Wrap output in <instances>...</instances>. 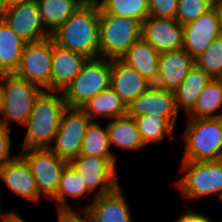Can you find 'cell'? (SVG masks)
Masks as SVG:
<instances>
[{"label": "cell", "instance_id": "6da1fadb", "mask_svg": "<svg viewBox=\"0 0 222 222\" xmlns=\"http://www.w3.org/2000/svg\"><path fill=\"white\" fill-rule=\"evenodd\" d=\"M51 37L56 45L87 59L100 57V8L82 3Z\"/></svg>", "mask_w": 222, "mask_h": 222}, {"label": "cell", "instance_id": "7a4b0ae2", "mask_svg": "<svg viewBox=\"0 0 222 222\" xmlns=\"http://www.w3.org/2000/svg\"><path fill=\"white\" fill-rule=\"evenodd\" d=\"M66 108L62 92L43 90L24 125L27 132L21 149L50 148Z\"/></svg>", "mask_w": 222, "mask_h": 222}, {"label": "cell", "instance_id": "3957f363", "mask_svg": "<svg viewBox=\"0 0 222 222\" xmlns=\"http://www.w3.org/2000/svg\"><path fill=\"white\" fill-rule=\"evenodd\" d=\"M182 137L183 161L222 159V117L189 118Z\"/></svg>", "mask_w": 222, "mask_h": 222}, {"label": "cell", "instance_id": "277c9868", "mask_svg": "<svg viewBox=\"0 0 222 222\" xmlns=\"http://www.w3.org/2000/svg\"><path fill=\"white\" fill-rule=\"evenodd\" d=\"M112 59H87L80 73L62 92L67 107L81 108L98 93L111 87Z\"/></svg>", "mask_w": 222, "mask_h": 222}, {"label": "cell", "instance_id": "5b68a950", "mask_svg": "<svg viewBox=\"0 0 222 222\" xmlns=\"http://www.w3.org/2000/svg\"><path fill=\"white\" fill-rule=\"evenodd\" d=\"M183 177L175 182L183 198L216 196L222 202V159L210 161H183Z\"/></svg>", "mask_w": 222, "mask_h": 222}, {"label": "cell", "instance_id": "8992f818", "mask_svg": "<svg viewBox=\"0 0 222 222\" xmlns=\"http://www.w3.org/2000/svg\"><path fill=\"white\" fill-rule=\"evenodd\" d=\"M142 38V23L128 17L100 14V57L121 59Z\"/></svg>", "mask_w": 222, "mask_h": 222}, {"label": "cell", "instance_id": "52a82bcc", "mask_svg": "<svg viewBox=\"0 0 222 222\" xmlns=\"http://www.w3.org/2000/svg\"><path fill=\"white\" fill-rule=\"evenodd\" d=\"M43 89L35 83L16 76L4 74V104L0 122L10 128V121L24 126L36 98Z\"/></svg>", "mask_w": 222, "mask_h": 222}, {"label": "cell", "instance_id": "ba28073f", "mask_svg": "<svg viewBox=\"0 0 222 222\" xmlns=\"http://www.w3.org/2000/svg\"><path fill=\"white\" fill-rule=\"evenodd\" d=\"M91 121L92 119L81 108L67 107L50 149L68 163L78 158Z\"/></svg>", "mask_w": 222, "mask_h": 222}, {"label": "cell", "instance_id": "9c48e42d", "mask_svg": "<svg viewBox=\"0 0 222 222\" xmlns=\"http://www.w3.org/2000/svg\"><path fill=\"white\" fill-rule=\"evenodd\" d=\"M116 160L115 157L79 156L69 162L80 176L83 185L93 194L92 201L96 196L110 193L119 186ZM97 187L99 191L95 194Z\"/></svg>", "mask_w": 222, "mask_h": 222}, {"label": "cell", "instance_id": "30bf717a", "mask_svg": "<svg viewBox=\"0 0 222 222\" xmlns=\"http://www.w3.org/2000/svg\"><path fill=\"white\" fill-rule=\"evenodd\" d=\"M53 38L26 43L14 74L51 91Z\"/></svg>", "mask_w": 222, "mask_h": 222}, {"label": "cell", "instance_id": "8fae6325", "mask_svg": "<svg viewBox=\"0 0 222 222\" xmlns=\"http://www.w3.org/2000/svg\"><path fill=\"white\" fill-rule=\"evenodd\" d=\"M19 153L28 163L37 184L39 194L51 198L56 194L61 174L68 164L50 148H33Z\"/></svg>", "mask_w": 222, "mask_h": 222}, {"label": "cell", "instance_id": "7c38bea8", "mask_svg": "<svg viewBox=\"0 0 222 222\" xmlns=\"http://www.w3.org/2000/svg\"><path fill=\"white\" fill-rule=\"evenodd\" d=\"M2 19L26 43L51 37L42 22L36 1L7 5Z\"/></svg>", "mask_w": 222, "mask_h": 222}, {"label": "cell", "instance_id": "4fadbf2b", "mask_svg": "<svg viewBox=\"0 0 222 222\" xmlns=\"http://www.w3.org/2000/svg\"><path fill=\"white\" fill-rule=\"evenodd\" d=\"M149 114L165 118L175 127L179 111L174 91L152 85L127 106V115L132 118Z\"/></svg>", "mask_w": 222, "mask_h": 222}, {"label": "cell", "instance_id": "5bb4252c", "mask_svg": "<svg viewBox=\"0 0 222 222\" xmlns=\"http://www.w3.org/2000/svg\"><path fill=\"white\" fill-rule=\"evenodd\" d=\"M183 49L195 60L222 35V26L214 7L198 19L183 25Z\"/></svg>", "mask_w": 222, "mask_h": 222}, {"label": "cell", "instance_id": "9a60e30c", "mask_svg": "<svg viewBox=\"0 0 222 222\" xmlns=\"http://www.w3.org/2000/svg\"><path fill=\"white\" fill-rule=\"evenodd\" d=\"M142 38L160 53L183 49V25L176 19L148 16L142 23Z\"/></svg>", "mask_w": 222, "mask_h": 222}, {"label": "cell", "instance_id": "2e32d148", "mask_svg": "<svg viewBox=\"0 0 222 222\" xmlns=\"http://www.w3.org/2000/svg\"><path fill=\"white\" fill-rule=\"evenodd\" d=\"M129 209L120 185L110 193L96 196L82 208L91 222H133Z\"/></svg>", "mask_w": 222, "mask_h": 222}, {"label": "cell", "instance_id": "e0dca14e", "mask_svg": "<svg viewBox=\"0 0 222 222\" xmlns=\"http://www.w3.org/2000/svg\"><path fill=\"white\" fill-rule=\"evenodd\" d=\"M0 179L19 197L39 202L41 195L36 181L28 163L20 154L0 167Z\"/></svg>", "mask_w": 222, "mask_h": 222}, {"label": "cell", "instance_id": "ac0fdd59", "mask_svg": "<svg viewBox=\"0 0 222 222\" xmlns=\"http://www.w3.org/2000/svg\"><path fill=\"white\" fill-rule=\"evenodd\" d=\"M194 64L195 60L184 49L160 53L158 76L154 86L175 91Z\"/></svg>", "mask_w": 222, "mask_h": 222}, {"label": "cell", "instance_id": "d6986e66", "mask_svg": "<svg viewBox=\"0 0 222 222\" xmlns=\"http://www.w3.org/2000/svg\"><path fill=\"white\" fill-rule=\"evenodd\" d=\"M86 61L85 56L62 48L53 40L51 91L63 92L80 73Z\"/></svg>", "mask_w": 222, "mask_h": 222}, {"label": "cell", "instance_id": "ffe728a7", "mask_svg": "<svg viewBox=\"0 0 222 222\" xmlns=\"http://www.w3.org/2000/svg\"><path fill=\"white\" fill-rule=\"evenodd\" d=\"M150 86L152 84L137 70L121 59H112L111 88L127 106Z\"/></svg>", "mask_w": 222, "mask_h": 222}, {"label": "cell", "instance_id": "44dd1931", "mask_svg": "<svg viewBox=\"0 0 222 222\" xmlns=\"http://www.w3.org/2000/svg\"><path fill=\"white\" fill-rule=\"evenodd\" d=\"M159 58L160 52L140 38L127 50L121 60L154 85L158 76Z\"/></svg>", "mask_w": 222, "mask_h": 222}, {"label": "cell", "instance_id": "7402d4cb", "mask_svg": "<svg viewBox=\"0 0 222 222\" xmlns=\"http://www.w3.org/2000/svg\"><path fill=\"white\" fill-rule=\"evenodd\" d=\"M81 109L92 121L96 118L112 120L127 115V105L111 87L95 95Z\"/></svg>", "mask_w": 222, "mask_h": 222}, {"label": "cell", "instance_id": "603a6c76", "mask_svg": "<svg viewBox=\"0 0 222 222\" xmlns=\"http://www.w3.org/2000/svg\"><path fill=\"white\" fill-rule=\"evenodd\" d=\"M211 80V77L194 64L186 78L174 91L178 111L183 107L185 114H187L194 107L200 93Z\"/></svg>", "mask_w": 222, "mask_h": 222}, {"label": "cell", "instance_id": "cb8c5ba5", "mask_svg": "<svg viewBox=\"0 0 222 222\" xmlns=\"http://www.w3.org/2000/svg\"><path fill=\"white\" fill-rule=\"evenodd\" d=\"M25 44L26 42L0 19V73L11 74L16 71Z\"/></svg>", "mask_w": 222, "mask_h": 222}, {"label": "cell", "instance_id": "d4e9b609", "mask_svg": "<svg viewBox=\"0 0 222 222\" xmlns=\"http://www.w3.org/2000/svg\"><path fill=\"white\" fill-rule=\"evenodd\" d=\"M46 30L54 33L83 3L82 0H36Z\"/></svg>", "mask_w": 222, "mask_h": 222}, {"label": "cell", "instance_id": "484cf974", "mask_svg": "<svg viewBox=\"0 0 222 222\" xmlns=\"http://www.w3.org/2000/svg\"><path fill=\"white\" fill-rule=\"evenodd\" d=\"M107 128L112 144L123 149H138L144 147L134 118L126 115L108 122Z\"/></svg>", "mask_w": 222, "mask_h": 222}, {"label": "cell", "instance_id": "4316f807", "mask_svg": "<svg viewBox=\"0 0 222 222\" xmlns=\"http://www.w3.org/2000/svg\"><path fill=\"white\" fill-rule=\"evenodd\" d=\"M222 106V79H212L200 93L194 107L186 114L189 118H218L214 113Z\"/></svg>", "mask_w": 222, "mask_h": 222}, {"label": "cell", "instance_id": "83f0119b", "mask_svg": "<svg viewBox=\"0 0 222 222\" xmlns=\"http://www.w3.org/2000/svg\"><path fill=\"white\" fill-rule=\"evenodd\" d=\"M84 194H91L86 185L76 173L73 167L68 163L62 174L58 185L56 194L51 198L56 201L57 210H73L72 207L67 205V197H80Z\"/></svg>", "mask_w": 222, "mask_h": 222}, {"label": "cell", "instance_id": "f1b7e54d", "mask_svg": "<svg viewBox=\"0 0 222 222\" xmlns=\"http://www.w3.org/2000/svg\"><path fill=\"white\" fill-rule=\"evenodd\" d=\"M80 156L116 157L110 150V137L107 125L102 127L97 121L88 125Z\"/></svg>", "mask_w": 222, "mask_h": 222}, {"label": "cell", "instance_id": "f546056e", "mask_svg": "<svg viewBox=\"0 0 222 222\" xmlns=\"http://www.w3.org/2000/svg\"><path fill=\"white\" fill-rule=\"evenodd\" d=\"M134 120L144 145L150 142L158 143L166 136L174 139L173 131L175 127L165 118L149 114L134 118Z\"/></svg>", "mask_w": 222, "mask_h": 222}, {"label": "cell", "instance_id": "4dcf8cb0", "mask_svg": "<svg viewBox=\"0 0 222 222\" xmlns=\"http://www.w3.org/2000/svg\"><path fill=\"white\" fill-rule=\"evenodd\" d=\"M100 14L128 17L143 23L149 16V0H109L100 8Z\"/></svg>", "mask_w": 222, "mask_h": 222}, {"label": "cell", "instance_id": "1f68e13d", "mask_svg": "<svg viewBox=\"0 0 222 222\" xmlns=\"http://www.w3.org/2000/svg\"><path fill=\"white\" fill-rule=\"evenodd\" d=\"M195 64L212 79H222V35L195 59Z\"/></svg>", "mask_w": 222, "mask_h": 222}, {"label": "cell", "instance_id": "d6a6232c", "mask_svg": "<svg viewBox=\"0 0 222 222\" xmlns=\"http://www.w3.org/2000/svg\"><path fill=\"white\" fill-rule=\"evenodd\" d=\"M213 7V0H179L175 19L182 25L198 19Z\"/></svg>", "mask_w": 222, "mask_h": 222}, {"label": "cell", "instance_id": "836d02e7", "mask_svg": "<svg viewBox=\"0 0 222 222\" xmlns=\"http://www.w3.org/2000/svg\"><path fill=\"white\" fill-rule=\"evenodd\" d=\"M179 0H149V16L175 19Z\"/></svg>", "mask_w": 222, "mask_h": 222}, {"label": "cell", "instance_id": "e575fe53", "mask_svg": "<svg viewBox=\"0 0 222 222\" xmlns=\"http://www.w3.org/2000/svg\"><path fill=\"white\" fill-rule=\"evenodd\" d=\"M11 128L4 126L0 122V167L14 159L17 155L11 154Z\"/></svg>", "mask_w": 222, "mask_h": 222}, {"label": "cell", "instance_id": "d590c367", "mask_svg": "<svg viewBox=\"0 0 222 222\" xmlns=\"http://www.w3.org/2000/svg\"><path fill=\"white\" fill-rule=\"evenodd\" d=\"M81 212V214H80ZM59 222H91L84 210H57Z\"/></svg>", "mask_w": 222, "mask_h": 222}, {"label": "cell", "instance_id": "8d00e7d4", "mask_svg": "<svg viewBox=\"0 0 222 222\" xmlns=\"http://www.w3.org/2000/svg\"><path fill=\"white\" fill-rule=\"evenodd\" d=\"M176 222H212V219L202 213L193 212L189 208L186 212L180 214Z\"/></svg>", "mask_w": 222, "mask_h": 222}, {"label": "cell", "instance_id": "74e56055", "mask_svg": "<svg viewBox=\"0 0 222 222\" xmlns=\"http://www.w3.org/2000/svg\"><path fill=\"white\" fill-rule=\"evenodd\" d=\"M4 104V74L0 73V116Z\"/></svg>", "mask_w": 222, "mask_h": 222}, {"label": "cell", "instance_id": "f35d334b", "mask_svg": "<svg viewBox=\"0 0 222 222\" xmlns=\"http://www.w3.org/2000/svg\"><path fill=\"white\" fill-rule=\"evenodd\" d=\"M213 7L216 10L220 24L222 26V0H213Z\"/></svg>", "mask_w": 222, "mask_h": 222}, {"label": "cell", "instance_id": "ab89813d", "mask_svg": "<svg viewBox=\"0 0 222 222\" xmlns=\"http://www.w3.org/2000/svg\"><path fill=\"white\" fill-rule=\"evenodd\" d=\"M1 191V189H0ZM16 214L15 211H11V212H8V213H3L1 211V192H0V222H3V221H6V220H9L10 218H12L14 215Z\"/></svg>", "mask_w": 222, "mask_h": 222}, {"label": "cell", "instance_id": "60d3db41", "mask_svg": "<svg viewBox=\"0 0 222 222\" xmlns=\"http://www.w3.org/2000/svg\"><path fill=\"white\" fill-rule=\"evenodd\" d=\"M82 1L85 4H88L97 8H101L109 0H82Z\"/></svg>", "mask_w": 222, "mask_h": 222}, {"label": "cell", "instance_id": "b9f144b4", "mask_svg": "<svg viewBox=\"0 0 222 222\" xmlns=\"http://www.w3.org/2000/svg\"><path fill=\"white\" fill-rule=\"evenodd\" d=\"M7 5H16V4H22L27 2H32L36 0H5Z\"/></svg>", "mask_w": 222, "mask_h": 222}, {"label": "cell", "instance_id": "7bdbcfd3", "mask_svg": "<svg viewBox=\"0 0 222 222\" xmlns=\"http://www.w3.org/2000/svg\"><path fill=\"white\" fill-rule=\"evenodd\" d=\"M3 222H25V220L21 218V216L18 213H16L12 218Z\"/></svg>", "mask_w": 222, "mask_h": 222}, {"label": "cell", "instance_id": "ee69618b", "mask_svg": "<svg viewBox=\"0 0 222 222\" xmlns=\"http://www.w3.org/2000/svg\"><path fill=\"white\" fill-rule=\"evenodd\" d=\"M7 8V4L5 0H0V19H2L3 13Z\"/></svg>", "mask_w": 222, "mask_h": 222}]
</instances>
